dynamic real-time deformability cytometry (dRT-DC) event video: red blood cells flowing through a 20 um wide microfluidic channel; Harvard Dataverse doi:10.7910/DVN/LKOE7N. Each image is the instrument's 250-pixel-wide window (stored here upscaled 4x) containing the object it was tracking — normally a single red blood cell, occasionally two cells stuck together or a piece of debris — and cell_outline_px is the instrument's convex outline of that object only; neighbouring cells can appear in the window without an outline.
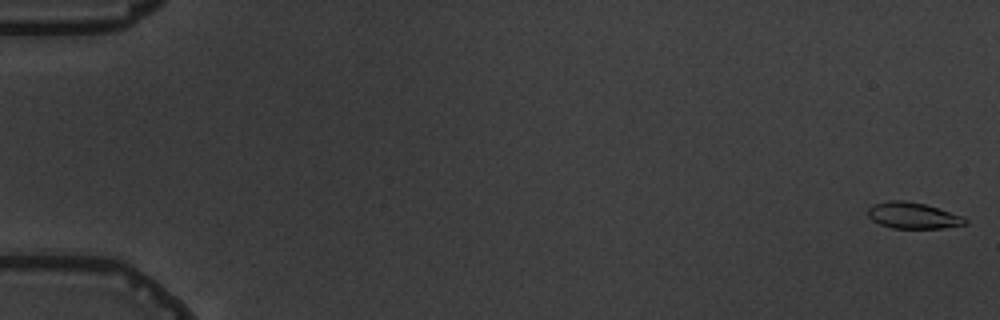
{"species": "common noctule bat (a hibernating species)", "species_latin": "Nyctalus noctula", "temperature_condition": "warm", "stored_images_in_passage": 5, "camera_frame_rate_fps": 3000, "um_per_image_px": 0.085, "animal": {"sex": "male", "body_mass_g": 19.5, "forearm_length_mm": 54.6}, "frame": {"image": 1, "passage_image": 1, "time_ms": 0.0, "image_size_px": [1000, 320], "cell_outline_px": [[968, 224], [944, 228], [892, 228], [880, 224], [872, 220], [868, 216], [868, 208], [872, 204], [888, 200], [904, 200], [924, 204], [964, 216], [968, 220]], "centroid_in_image_um": [77.61, 18.32], "position_along_channel_um": 7.4, "area_um2": 14.97}}
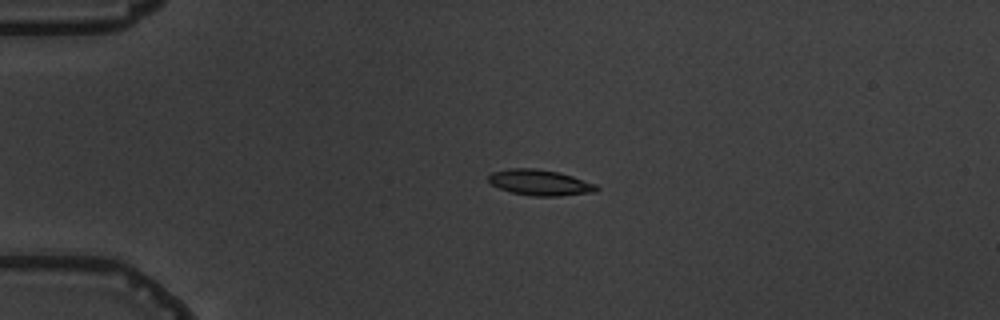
{"frame": {"image": 2, "passage_image": 4, "time_ms": 4.333, "image_size_px": [1000, 320], "cell_outline_px": [[600, 188], [596, 192], [560, 196], [532, 196], [512, 192], [500, 188], [492, 184], [488, 180], [488, 176], [492, 172], [508, 168], [536, 168], [560, 172], [596, 184]], "centroid_in_image_um": [45.92, 15.51], "position_along_channel_um": 39.1, "area_um2": 16.3}}